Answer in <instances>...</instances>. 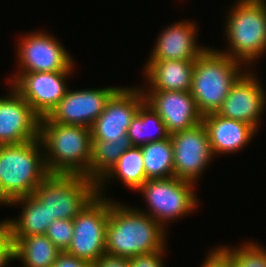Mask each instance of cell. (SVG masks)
<instances>
[{"label": "cell", "mask_w": 266, "mask_h": 267, "mask_svg": "<svg viewBox=\"0 0 266 267\" xmlns=\"http://www.w3.org/2000/svg\"><path fill=\"white\" fill-rule=\"evenodd\" d=\"M165 228L137 208L110 199L106 229V253L132 258L161 251L166 245Z\"/></svg>", "instance_id": "cell-1"}, {"label": "cell", "mask_w": 266, "mask_h": 267, "mask_svg": "<svg viewBox=\"0 0 266 267\" xmlns=\"http://www.w3.org/2000/svg\"><path fill=\"white\" fill-rule=\"evenodd\" d=\"M39 139L51 174H76L89 178L92 136L89 127L65 125L40 118ZM46 154V155H45Z\"/></svg>", "instance_id": "cell-2"}, {"label": "cell", "mask_w": 266, "mask_h": 267, "mask_svg": "<svg viewBox=\"0 0 266 267\" xmlns=\"http://www.w3.org/2000/svg\"><path fill=\"white\" fill-rule=\"evenodd\" d=\"M242 66L244 68L241 62L212 47H206L199 55L190 93L202 116L217 113L233 85L247 72H242Z\"/></svg>", "instance_id": "cell-3"}, {"label": "cell", "mask_w": 266, "mask_h": 267, "mask_svg": "<svg viewBox=\"0 0 266 267\" xmlns=\"http://www.w3.org/2000/svg\"><path fill=\"white\" fill-rule=\"evenodd\" d=\"M40 147L39 137L25 143L0 145V196L8 204L33 194L50 174Z\"/></svg>", "instance_id": "cell-4"}, {"label": "cell", "mask_w": 266, "mask_h": 267, "mask_svg": "<svg viewBox=\"0 0 266 267\" xmlns=\"http://www.w3.org/2000/svg\"><path fill=\"white\" fill-rule=\"evenodd\" d=\"M237 1L225 23L230 50L221 52L247 67L266 52V0Z\"/></svg>", "instance_id": "cell-5"}, {"label": "cell", "mask_w": 266, "mask_h": 267, "mask_svg": "<svg viewBox=\"0 0 266 267\" xmlns=\"http://www.w3.org/2000/svg\"><path fill=\"white\" fill-rule=\"evenodd\" d=\"M33 195L44 204L51 219L73 220L98 195V184L82 175L50 173Z\"/></svg>", "instance_id": "cell-6"}, {"label": "cell", "mask_w": 266, "mask_h": 267, "mask_svg": "<svg viewBox=\"0 0 266 267\" xmlns=\"http://www.w3.org/2000/svg\"><path fill=\"white\" fill-rule=\"evenodd\" d=\"M148 205V212L140 210L163 228L168 221L181 218L192 213L199 203L194 194L193 182L179 179L175 176L168 178L149 179L138 189Z\"/></svg>", "instance_id": "cell-7"}, {"label": "cell", "mask_w": 266, "mask_h": 267, "mask_svg": "<svg viewBox=\"0 0 266 267\" xmlns=\"http://www.w3.org/2000/svg\"><path fill=\"white\" fill-rule=\"evenodd\" d=\"M109 214L110 199L97 195L73 219L72 241L65 252L93 265L106 253Z\"/></svg>", "instance_id": "cell-8"}, {"label": "cell", "mask_w": 266, "mask_h": 267, "mask_svg": "<svg viewBox=\"0 0 266 267\" xmlns=\"http://www.w3.org/2000/svg\"><path fill=\"white\" fill-rule=\"evenodd\" d=\"M145 102L142 89L119 88L107 101L102 114L94 121L92 140H130L128 128L140 106Z\"/></svg>", "instance_id": "cell-9"}, {"label": "cell", "mask_w": 266, "mask_h": 267, "mask_svg": "<svg viewBox=\"0 0 266 267\" xmlns=\"http://www.w3.org/2000/svg\"><path fill=\"white\" fill-rule=\"evenodd\" d=\"M73 71L17 72L8 82L40 117L48 116L67 91L66 77Z\"/></svg>", "instance_id": "cell-10"}, {"label": "cell", "mask_w": 266, "mask_h": 267, "mask_svg": "<svg viewBox=\"0 0 266 267\" xmlns=\"http://www.w3.org/2000/svg\"><path fill=\"white\" fill-rule=\"evenodd\" d=\"M173 144L174 176L196 184L213 153L203 122L197 126L170 134Z\"/></svg>", "instance_id": "cell-11"}, {"label": "cell", "mask_w": 266, "mask_h": 267, "mask_svg": "<svg viewBox=\"0 0 266 267\" xmlns=\"http://www.w3.org/2000/svg\"><path fill=\"white\" fill-rule=\"evenodd\" d=\"M54 36L43 32L30 33L20 38L17 58L18 72L72 71L70 54Z\"/></svg>", "instance_id": "cell-12"}, {"label": "cell", "mask_w": 266, "mask_h": 267, "mask_svg": "<svg viewBox=\"0 0 266 267\" xmlns=\"http://www.w3.org/2000/svg\"><path fill=\"white\" fill-rule=\"evenodd\" d=\"M119 88L109 86L76 91L68 88L64 97L46 118L50 122L90 128L104 111L107 101Z\"/></svg>", "instance_id": "cell-13"}, {"label": "cell", "mask_w": 266, "mask_h": 267, "mask_svg": "<svg viewBox=\"0 0 266 267\" xmlns=\"http://www.w3.org/2000/svg\"><path fill=\"white\" fill-rule=\"evenodd\" d=\"M0 98V145L20 144L39 137L40 117L11 86Z\"/></svg>", "instance_id": "cell-14"}, {"label": "cell", "mask_w": 266, "mask_h": 267, "mask_svg": "<svg viewBox=\"0 0 266 267\" xmlns=\"http://www.w3.org/2000/svg\"><path fill=\"white\" fill-rule=\"evenodd\" d=\"M250 70L233 85L217 114L251 125L256 131L265 111L266 94L261 83Z\"/></svg>", "instance_id": "cell-15"}, {"label": "cell", "mask_w": 266, "mask_h": 267, "mask_svg": "<svg viewBox=\"0 0 266 267\" xmlns=\"http://www.w3.org/2000/svg\"><path fill=\"white\" fill-rule=\"evenodd\" d=\"M145 102L165 123L170 134L187 130L202 122L190 91H142Z\"/></svg>", "instance_id": "cell-16"}, {"label": "cell", "mask_w": 266, "mask_h": 267, "mask_svg": "<svg viewBox=\"0 0 266 267\" xmlns=\"http://www.w3.org/2000/svg\"><path fill=\"white\" fill-rule=\"evenodd\" d=\"M197 27L191 21H180L162 31L149 59L196 60L206 49L198 45Z\"/></svg>", "instance_id": "cell-17"}, {"label": "cell", "mask_w": 266, "mask_h": 267, "mask_svg": "<svg viewBox=\"0 0 266 267\" xmlns=\"http://www.w3.org/2000/svg\"><path fill=\"white\" fill-rule=\"evenodd\" d=\"M213 155L242 150L257 132L251 125L224 118L217 113L203 116Z\"/></svg>", "instance_id": "cell-18"}, {"label": "cell", "mask_w": 266, "mask_h": 267, "mask_svg": "<svg viewBox=\"0 0 266 267\" xmlns=\"http://www.w3.org/2000/svg\"><path fill=\"white\" fill-rule=\"evenodd\" d=\"M195 60L149 59L144 67L149 90L142 91H190Z\"/></svg>", "instance_id": "cell-19"}, {"label": "cell", "mask_w": 266, "mask_h": 267, "mask_svg": "<svg viewBox=\"0 0 266 267\" xmlns=\"http://www.w3.org/2000/svg\"><path fill=\"white\" fill-rule=\"evenodd\" d=\"M21 205L22 213L11 220L14 243L21 237L45 235L47 227L56 219H51L47 208L33 194L17 198L8 205Z\"/></svg>", "instance_id": "cell-20"}, {"label": "cell", "mask_w": 266, "mask_h": 267, "mask_svg": "<svg viewBox=\"0 0 266 267\" xmlns=\"http://www.w3.org/2000/svg\"><path fill=\"white\" fill-rule=\"evenodd\" d=\"M61 252L46 235L21 237L14 243V258L24 267H51Z\"/></svg>", "instance_id": "cell-21"}, {"label": "cell", "mask_w": 266, "mask_h": 267, "mask_svg": "<svg viewBox=\"0 0 266 267\" xmlns=\"http://www.w3.org/2000/svg\"><path fill=\"white\" fill-rule=\"evenodd\" d=\"M122 181L128 188L137 191L146 181L143 156L141 147L132 146L126 150L118 159L116 165L98 183V195H102L105 181L114 178Z\"/></svg>", "instance_id": "cell-22"}, {"label": "cell", "mask_w": 266, "mask_h": 267, "mask_svg": "<svg viewBox=\"0 0 266 267\" xmlns=\"http://www.w3.org/2000/svg\"><path fill=\"white\" fill-rule=\"evenodd\" d=\"M151 128L156 131V134L151 131ZM127 134L132 145L137 147L170 137L161 117L146 102L140 106L132 119Z\"/></svg>", "instance_id": "cell-23"}, {"label": "cell", "mask_w": 266, "mask_h": 267, "mask_svg": "<svg viewBox=\"0 0 266 267\" xmlns=\"http://www.w3.org/2000/svg\"><path fill=\"white\" fill-rule=\"evenodd\" d=\"M132 146L130 140H92L89 179L98 184L116 165L120 156Z\"/></svg>", "instance_id": "cell-24"}, {"label": "cell", "mask_w": 266, "mask_h": 267, "mask_svg": "<svg viewBox=\"0 0 266 267\" xmlns=\"http://www.w3.org/2000/svg\"><path fill=\"white\" fill-rule=\"evenodd\" d=\"M146 180L174 176V155L171 138L141 146Z\"/></svg>", "instance_id": "cell-25"}, {"label": "cell", "mask_w": 266, "mask_h": 267, "mask_svg": "<svg viewBox=\"0 0 266 267\" xmlns=\"http://www.w3.org/2000/svg\"><path fill=\"white\" fill-rule=\"evenodd\" d=\"M232 267H266V250L256 243L245 242L240 247L221 246Z\"/></svg>", "instance_id": "cell-26"}, {"label": "cell", "mask_w": 266, "mask_h": 267, "mask_svg": "<svg viewBox=\"0 0 266 267\" xmlns=\"http://www.w3.org/2000/svg\"><path fill=\"white\" fill-rule=\"evenodd\" d=\"M45 235L62 252H65L71 244L73 236V220L58 219L53 221L45 232Z\"/></svg>", "instance_id": "cell-27"}, {"label": "cell", "mask_w": 266, "mask_h": 267, "mask_svg": "<svg viewBox=\"0 0 266 267\" xmlns=\"http://www.w3.org/2000/svg\"><path fill=\"white\" fill-rule=\"evenodd\" d=\"M166 248L154 253L129 258V267H164L162 258L165 256L163 253L166 252Z\"/></svg>", "instance_id": "cell-28"}, {"label": "cell", "mask_w": 266, "mask_h": 267, "mask_svg": "<svg viewBox=\"0 0 266 267\" xmlns=\"http://www.w3.org/2000/svg\"><path fill=\"white\" fill-rule=\"evenodd\" d=\"M206 257L202 267H232L229 258L219 248L210 251Z\"/></svg>", "instance_id": "cell-29"}, {"label": "cell", "mask_w": 266, "mask_h": 267, "mask_svg": "<svg viewBox=\"0 0 266 267\" xmlns=\"http://www.w3.org/2000/svg\"><path fill=\"white\" fill-rule=\"evenodd\" d=\"M51 267H92V265L76 256L61 252Z\"/></svg>", "instance_id": "cell-30"}, {"label": "cell", "mask_w": 266, "mask_h": 267, "mask_svg": "<svg viewBox=\"0 0 266 267\" xmlns=\"http://www.w3.org/2000/svg\"><path fill=\"white\" fill-rule=\"evenodd\" d=\"M92 267H129V258L105 253L92 265Z\"/></svg>", "instance_id": "cell-31"}, {"label": "cell", "mask_w": 266, "mask_h": 267, "mask_svg": "<svg viewBox=\"0 0 266 267\" xmlns=\"http://www.w3.org/2000/svg\"><path fill=\"white\" fill-rule=\"evenodd\" d=\"M0 247H14L10 219L0 221Z\"/></svg>", "instance_id": "cell-32"}, {"label": "cell", "mask_w": 266, "mask_h": 267, "mask_svg": "<svg viewBox=\"0 0 266 267\" xmlns=\"http://www.w3.org/2000/svg\"><path fill=\"white\" fill-rule=\"evenodd\" d=\"M14 258V247H0V267H6Z\"/></svg>", "instance_id": "cell-33"}, {"label": "cell", "mask_w": 266, "mask_h": 267, "mask_svg": "<svg viewBox=\"0 0 266 267\" xmlns=\"http://www.w3.org/2000/svg\"><path fill=\"white\" fill-rule=\"evenodd\" d=\"M1 203L4 204V205L9 206L8 203L0 196V204Z\"/></svg>", "instance_id": "cell-34"}]
</instances>
